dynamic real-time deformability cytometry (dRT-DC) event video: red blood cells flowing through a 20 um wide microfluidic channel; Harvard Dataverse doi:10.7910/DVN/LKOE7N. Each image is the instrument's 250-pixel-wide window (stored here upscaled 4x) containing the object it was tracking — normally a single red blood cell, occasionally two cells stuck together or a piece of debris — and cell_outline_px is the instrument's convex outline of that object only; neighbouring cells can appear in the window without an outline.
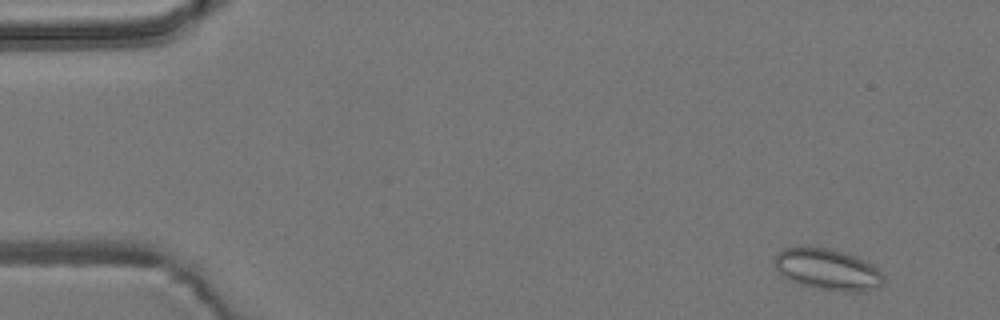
{"species": "common noctule bat (a hibernating species)", "species_latin": "Nyctalus noctula", "temperature_condition": "room temperature", "stored_images_in_passage": 11, "camera_frame_rate_fps": 3000, "um_per_image_px": 0.085, "animal": {"sex": "male", "body_mass_g": 19.2, "forearm_length_mm": 51.8}, "frame": {"image": 1, "passage_image": 2, "time_ms": 0.333, "image_size_px": [1000, 320], "cell_outline_px": [[884, 280], [876, 288], [860, 292], [848, 292], [812, 288], [788, 280], [776, 268], [772, 260], [776, 252], [784, 248], [828, 248], [852, 256], [872, 264], [884, 276]], "centroid_in_image_um": [70.3, 22.93], "position_along_channel_um": 14.7, "area_um2": 25.95}}